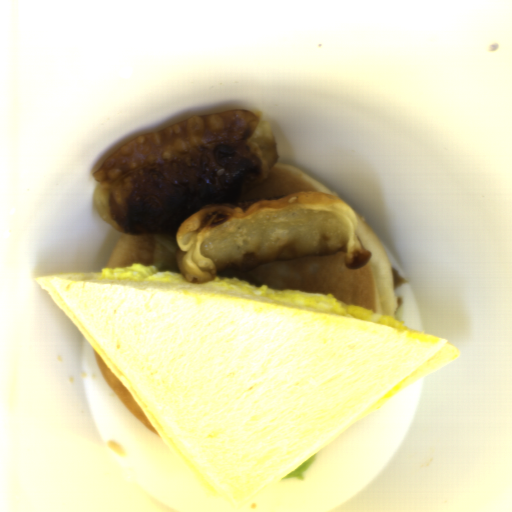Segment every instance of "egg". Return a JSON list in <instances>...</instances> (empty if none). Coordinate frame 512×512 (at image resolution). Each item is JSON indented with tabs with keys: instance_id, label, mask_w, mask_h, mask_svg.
<instances>
[{
	"instance_id": "obj_2",
	"label": "egg",
	"mask_w": 512,
	"mask_h": 512,
	"mask_svg": "<svg viewBox=\"0 0 512 512\" xmlns=\"http://www.w3.org/2000/svg\"><path fill=\"white\" fill-rule=\"evenodd\" d=\"M100 279L118 282L170 284L188 282L180 272H158L153 265L135 264L122 268H102Z\"/></svg>"
},
{
	"instance_id": "obj_1",
	"label": "egg",
	"mask_w": 512,
	"mask_h": 512,
	"mask_svg": "<svg viewBox=\"0 0 512 512\" xmlns=\"http://www.w3.org/2000/svg\"><path fill=\"white\" fill-rule=\"evenodd\" d=\"M203 284L266 297L334 314L366 319L404 330L407 329L404 324L389 314L371 311L354 306L347 302L339 301L332 293L322 295L319 293H307L300 290L275 291L265 284L260 286H251L242 279L217 275H215L214 279Z\"/></svg>"
}]
</instances>
